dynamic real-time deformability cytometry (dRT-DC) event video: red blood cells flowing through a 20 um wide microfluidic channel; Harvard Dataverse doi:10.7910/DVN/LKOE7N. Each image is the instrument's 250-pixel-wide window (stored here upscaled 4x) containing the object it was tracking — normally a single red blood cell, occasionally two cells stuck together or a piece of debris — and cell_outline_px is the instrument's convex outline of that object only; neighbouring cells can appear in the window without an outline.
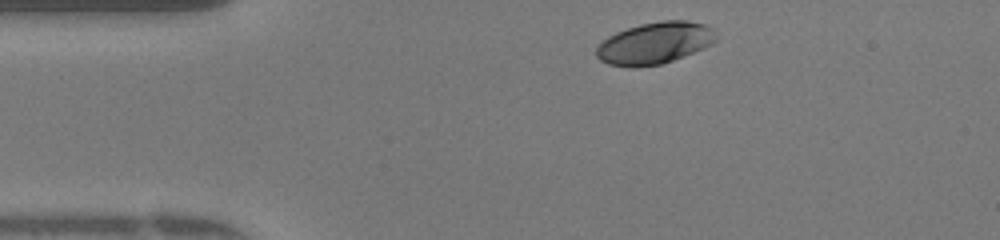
{"species": "human", "species_latin": "Homo sapiens", "temperature_condition": "warm", "stored_images_in_passage": 35, "camera_frame_rate_fps": 3000, "um_per_image_px": 0.085, "donor": {"sex": "female"}, "frame": {"image": 1, "passage_image": 2, "time_ms": 0.333, "image_size_px": [1000, 240], "cell_outline_px": [[716, 40], [704, 48], [672, 60], [660, 64], [636, 68], [632, 68], [608, 64], [600, 60], [596, 56], [596, 48], [608, 36], [616, 32], [640, 24], [660, 20], [688, 20], [704, 24], [712, 28]], "centroid_in_image_um": [55.62, 3.66], "position_along_channel_um": 29.4, "area_um2": 29.07}}
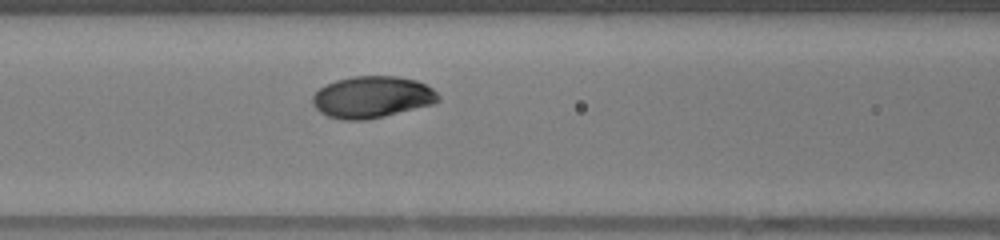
{"frame": {"image": 2, "passage_image": 13, "time_ms": 4.0, "image_size_px": [1000, 240], "cell_outline_px": [[440, 100], [432, 104], [384, 116], [364, 120], [344, 120], [328, 116], [320, 112], [316, 108], [312, 100], [312, 96], [324, 84], [336, 80], [352, 76], [396, 76], [416, 80], [432, 88], [440, 96]], "centroid_in_image_um": [31.61, 8.24], "position_along_channel_um": 135.0, "area_um2": 30.46}}
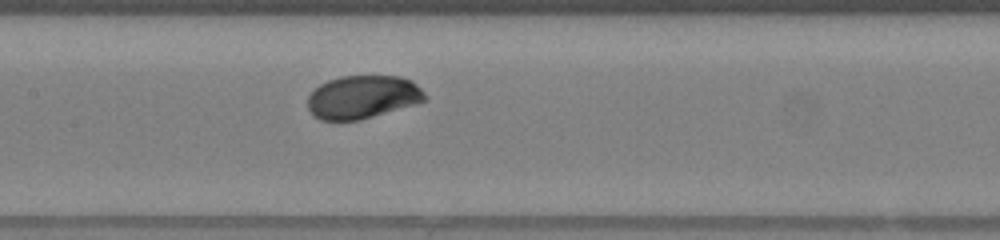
{"frame": {"image": 3, "passage_image": 16, "time_ms": 5.0, "image_size_px": [1000, 240], "cell_outline_px": [[428, 100], [416, 104], [360, 120], [320, 120], [312, 116], [308, 108], [308, 96], [320, 84], [328, 80], [340, 76], [400, 76], [412, 80], [428, 96]], "centroid_in_image_um": [30.84, 8.25], "position_along_channel_um": 176.6, "area_um2": 29.71}, "authors_computed_cell_mechanics": {"area_um2": 29.7092, "velocity_mm_per_s": 4.1646, "shape_relaxation_time_tau1_ms": 1.5014, "shape_relaxation_time_tau2_ms": null, "deformation_change_tau1": 0.1023, "deformation_change_tau2": null}}